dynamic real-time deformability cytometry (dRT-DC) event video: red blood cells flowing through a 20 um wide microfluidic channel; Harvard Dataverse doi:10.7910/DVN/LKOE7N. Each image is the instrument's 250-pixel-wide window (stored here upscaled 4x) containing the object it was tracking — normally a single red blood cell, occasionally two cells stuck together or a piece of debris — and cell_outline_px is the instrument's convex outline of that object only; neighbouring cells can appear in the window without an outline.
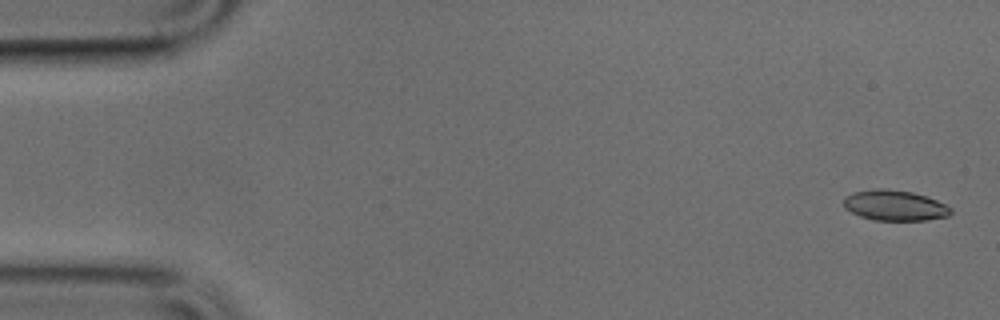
{"species": "common noctule bat (a hibernating species)", "species_latin": "Nyctalus noctula", "temperature_condition": "cold", "stored_images_in_passage": 10, "camera_frame_rate_fps": 3000, "um_per_image_px": 0.085, "animal": {"sex": "male", "body_mass_g": 17.9, "forearm_length_mm": 54.2}, "frame": {"image": 1, "passage_image": 2, "time_ms": 0.333, "image_size_px": [1000, 320], "cell_outline_px": [[952, 212], [948, 216], [924, 220], [872, 220], [860, 216], [844, 208], [844, 196], [852, 192], [876, 188], [888, 188], [912, 192], [936, 200], [952, 208]], "centroid_in_image_um": [76.02, 17.45], "position_along_channel_um": 9.0, "area_um2": 19.07}}